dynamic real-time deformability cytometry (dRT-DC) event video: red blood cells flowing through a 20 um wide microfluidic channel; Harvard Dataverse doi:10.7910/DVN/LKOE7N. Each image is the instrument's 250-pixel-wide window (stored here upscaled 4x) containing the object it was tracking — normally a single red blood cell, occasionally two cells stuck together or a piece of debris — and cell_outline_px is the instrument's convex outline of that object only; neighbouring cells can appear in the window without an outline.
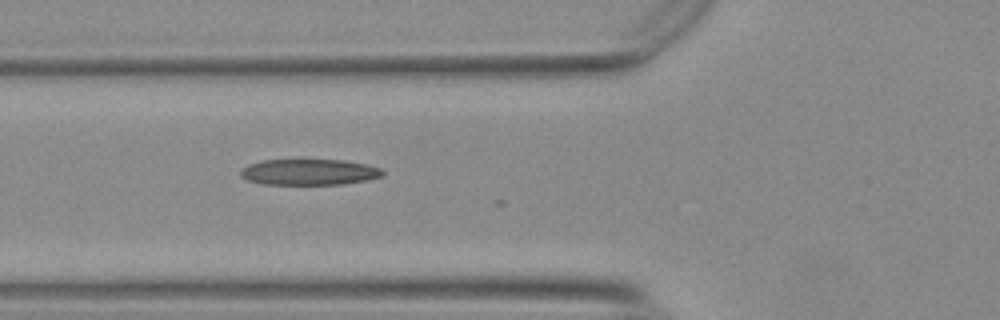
{"species": "Egyptian fruit bat (a non-hibernating species)", "species_latin": "Rousettus aegyptiacus", "temperature_condition": "warm", "stored_images_in_passage": 5, "camera_frame_rate_fps": 3000, "um_per_image_px": 0.085, "animal": {"sex": "female"}, "frame": {"image": 1, "passage_image": 2, "time_ms": 0.333, "image_size_px": [1000, 320], "cell_outline_px": [[384, 176], [344, 184], [260, 184], [248, 180], [240, 176], [240, 172], [248, 164], [260, 160], [304, 156], [344, 160], [368, 164], [380, 168], [384, 172]], "centroid_in_image_um": [26.25, 14.56], "position_along_channel_um": 99.6, "area_um2": 22.72}}